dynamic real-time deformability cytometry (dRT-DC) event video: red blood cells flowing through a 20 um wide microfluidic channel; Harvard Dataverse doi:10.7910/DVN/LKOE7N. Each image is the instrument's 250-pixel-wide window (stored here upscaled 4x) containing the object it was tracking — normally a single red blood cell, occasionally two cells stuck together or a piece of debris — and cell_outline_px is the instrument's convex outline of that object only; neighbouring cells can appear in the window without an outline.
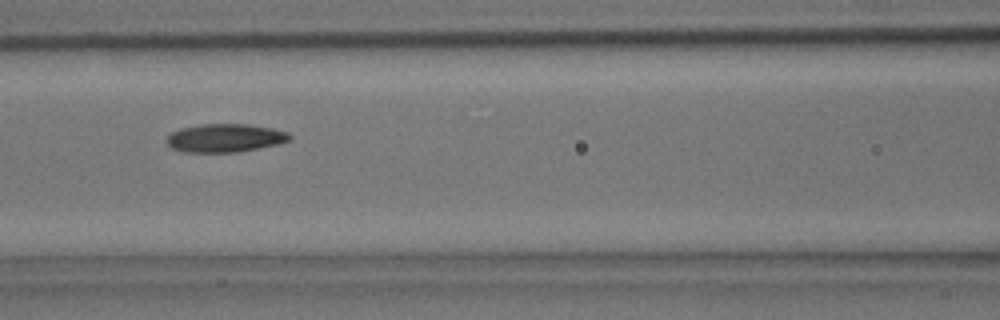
{"species": "common noctule bat (a hibernating species)", "species_latin": "Nyctalus noctula", "temperature_condition": "room temperature", "stored_images_in_passage": 3, "camera_frame_rate_fps": 3000, "um_per_image_px": 0.085, "animal": {"sex": "male", "body_mass_g": 15.6}, "frame": {"image": 1, "passage_image": 3, "time_ms": 0.667, "image_size_px": [1000, 320], "cell_outline_px": [[292, 140], [276, 144], [236, 152], [184, 152], [172, 148], [168, 144], [168, 136], [172, 132], [180, 128], [200, 124], [248, 124], [272, 128], [288, 132], [292, 136]], "centroid_in_image_um": [19.14, 11.72], "position_along_channel_um": 147.5, "area_um2": 20.17}}